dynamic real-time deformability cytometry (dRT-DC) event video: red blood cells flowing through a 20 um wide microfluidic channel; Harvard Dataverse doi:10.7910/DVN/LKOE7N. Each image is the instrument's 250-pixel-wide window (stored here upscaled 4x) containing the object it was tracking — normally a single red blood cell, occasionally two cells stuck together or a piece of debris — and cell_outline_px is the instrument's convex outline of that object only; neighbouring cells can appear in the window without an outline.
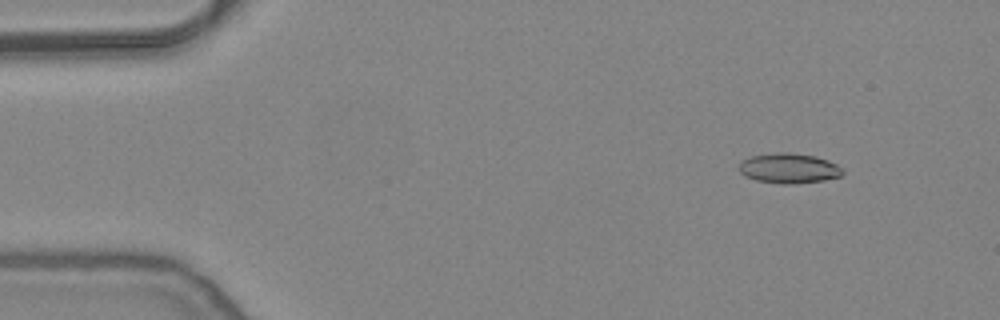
{"species": "common noctule bat (a hibernating species)", "species_latin": "Nyctalus noctula", "temperature_condition": "warm", "stored_images_in_passage": 19, "camera_frame_rate_fps": 3000, "um_per_image_px": 0.085, "animal": {"sex": "female", "body_mass_g": 24.6, "forearm_length_mm": 56.2}, "frame": {"image": 1, "passage_image": 6, "time_ms": 1.667, "image_size_px": [1000, 320], "cell_outline_px": [[844, 172], [840, 176], [824, 180], [792, 184], [780, 184], [756, 180], [744, 176], [740, 172], [740, 160], [752, 156], [776, 152], [788, 152], [816, 156], [828, 160], [836, 164]], "centroid_in_image_um": [67.04, 14.3], "position_along_channel_um": 18.0, "area_um2": 18.15}}
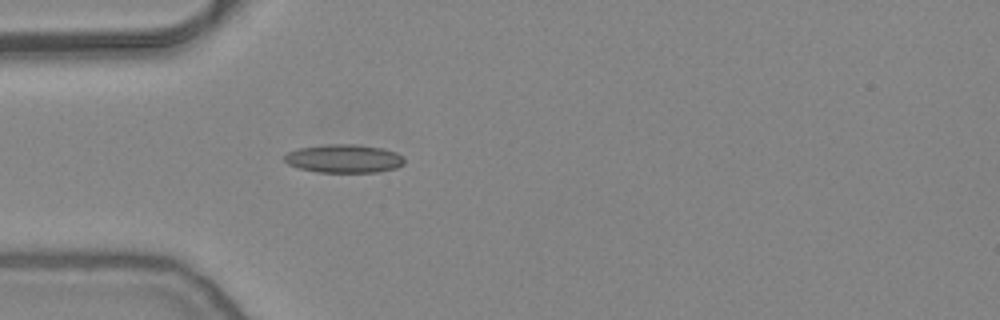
{"frame": {"image": 2, "passage_image": 16, "time_ms": 5.0, "image_size_px": [1000, 320], "cell_outline_px": [[404, 164], [396, 168], [376, 172], [320, 172], [300, 168], [288, 164], [284, 160], [284, 156], [288, 152], [300, 148], [324, 144], [356, 144], [384, 148], [396, 152], [404, 156]], "centroid_in_image_um": [29.27, 13.47], "position_along_channel_um": 55.7, "area_um2": 19.88}}
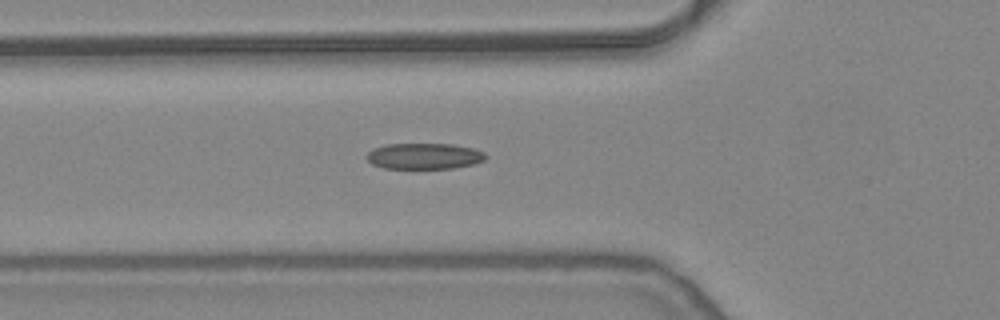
{"frame": {"image": 3, "passage_image": 19, "time_ms": 6.0, "image_size_px": [1000, 320], "cell_outline_px": [[488, 156], [484, 160], [472, 164], [452, 168], [384, 168], [372, 164], [364, 156], [372, 148], [384, 144], [452, 144], [472, 148], [484, 152]], "centroid_in_image_um": [36.02, 13.26], "position_along_channel_um": 89.8, "area_um2": 18.03}}